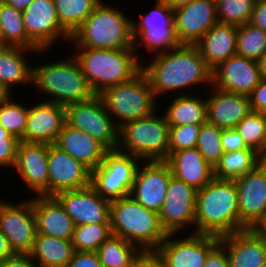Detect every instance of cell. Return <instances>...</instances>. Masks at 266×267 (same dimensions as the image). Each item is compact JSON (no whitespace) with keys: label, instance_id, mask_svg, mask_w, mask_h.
Wrapping results in <instances>:
<instances>
[{"label":"cell","instance_id":"1","mask_svg":"<svg viewBox=\"0 0 266 267\" xmlns=\"http://www.w3.org/2000/svg\"><path fill=\"white\" fill-rule=\"evenodd\" d=\"M150 59L148 64L142 62V71L156 98L169 92L174 96L185 95V89L190 90L193 86L195 89L197 84L212 85L213 70L195 45H179Z\"/></svg>","mask_w":266,"mask_h":267},{"label":"cell","instance_id":"2","mask_svg":"<svg viewBox=\"0 0 266 267\" xmlns=\"http://www.w3.org/2000/svg\"><path fill=\"white\" fill-rule=\"evenodd\" d=\"M194 233L218 237L240 231L234 180L213 178L197 191Z\"/></svg>","mask_w":266,"mask_h":267},{"label":"cell","instance_id":"3","mask_svg":"<svg viewBox=\"0 0 266 267\" xmlns=\"http://www.w3.org/2000/svg\"><path fill=\"white\" fill-rule=\"evenodd\" d=\"M49 97L39 99L61 105L81 102L96 95L82 71L80 63L72 54L61 61L33 65L32 86Z\"/></svg>","mask_w":266,"mask_h":267},{"label":"cell","instance_id":"4","mask_svg":"<svg viewBox=\"0 0 266 267\" xmlns=\"http://www.w3.org/2000/svg\"><path fill=\"white\" fill-rule=\"evenodd\" d=\"M132 21L119 7L103 0L74 31L70 42L74 41V48L134 49Z\"/></svg>","mask_w":266,"mask_h":267},{"label":"cell","instance_id":"5","mask_svg":"<svg viewBox=\"0 0 266 267\" xmlns=\"http://www.w3.org/2000/svg\"><path fill=\"white\" fill-rule=\"evenodd\" d=\"M109 221L112 235L140 250H156L168 235L159 213L142 206L130 195L110 201Z\"/></svg>","mask_w":266,"mask_h":267},{"label":"cell","instance_id":"6","mask_svg":"<svg viewBox=\"0 0 266 267\" xmlns=\"http://www.w3.org/2000/svg\"><path fill=\"white\" fill-rule=\"evenodd\" d=\"M75 49L74 56L96 95L106 88L131 80L142 70L143 60L135 49Z\"/></svg>","mask_w":266,"mask_h":267},{"label":"cell","instance_id":"7","mask_svg":"<svg viewBox=\"0 0 266 267\" xmlns=\"http://www.w3.org/2000/svg\"><path fill=\"white\" fill-rule=\"evenodd\" d=\"M98 95L119 128L158 110V102L142 70L131 80L106 88Z\"/></svg>","mask_w":266,"mask_h":267},{"label":"cell","instance_id":"8","mask_svg":"<svg viewBox=\"0 0 266 267\" xmlns=\"http://www.w3.org/2000/svg\"><path fill=\"white\" fill-rule=\"evenodd\" d=\"M125 123L119 128L117 150L142 161H165L168 157L170 125L166 117L156 115Z\"/></svg>","mask_w":266,"mask_h":267},{"label":"cell","instance_id":"9","mask_svg":"<svg viewBox=\"0 0 266 267\" xmlns=\"http://www.w3.org/2000/svg\"><path fill=\"white\" fill-rule=\"evenodd\" d=\"M142 162L134 155L109 150L99 166L91 171V186L109 201L129 196Z\"/></svg>","mask_w":266,"mask_h":267},{"label":"cell","instance_id":"10","mask_svg":"<svg viewBox=\"0 0 266 267\" xmlns=\"http://www.w3.org/2000/svg\"><path fill=\"white\" fill-rule=\"evenodd\" d=\"M65 120L67 125L88 133L108 150L117 149L119 127L108 114L99 95L66 105Z\"/></svg>","mask_w":266,"mask_h":267},{"label":"cell","instance_id":"11","mask_svg":"<svg viewBox=\"0 0 266 267\" xmlns=\"http://www.w3.org/2000/svg\"><path fill=\"white\" fill-rule=\"evenodd\" d=\"M154 4V8L142 15L140 20L132 21L134 49L137 53L139 44H144V48L153 55L180 45L174 32L173 9L160 0H156Z\"/></svg>","mask_w":266,"mask_h":267},{"label":"cell","instance_id":"12","mask_svg":"<svg viewBox=\"0 0 266 267\" xmlns=\"http://www.w3.org/2000/svg\"><path fill=\"white\" fill-rule=\"evenodd\" d=\"M0 230L14 253L31 252L37 235L32 197L18 204L0 199Z\"/></svg>","mask_w":266,"mask_h":267},{"label":"cell","instance_id":"13","mask_svg":"<svg viewBox=\"0 0 266 267\" xmlns=\"http://www.w3.org/2000/svg\"><path fill=\"white\" fill-rule=\"evenodd\" d=\"M176 235L168 233L156 249L165 267H204L209 252L219 243V237L215 235L189 233L181 238L179 233Z\"/></svg>","mask_w":266,"mask_h":267},{"label":"cell","instance_id":"14","mask_svg":"<svg viewBox=\"0 0 266 267\" xmlns=\"http://www.w3.org/2000/svg\"><path fill=\"white\" fill-rule=\"evenodd\" d=\"M22 17L27 37L40 50L53 49L59 39L66 42L71 39L59 23L54 0H34L22 12Z\"/></svg>","mask_w":266,"mask_h":267},{"label":"cell","instance_id":"15","mask_svg":"<svg viewBox=\"0 0 266 267\" xmlns=\"http://www.w3.org/2000/svg\"><path fill=\"white\" fill-rule=\"evenodd\" d=\"M196 195L193 187L173 175L170 177L165 202L159 211L160 223L167 233H182L190 225L194 232Z\"/></svg>","mask_w":266,"mask_h":267},{"label":"cell","instance_id":"16","mask_svg":"<svg viewBox=\"0 0 266 267\" xmlns=\"http://www.w3.org/2000/svg\"><path fill=\"white\" fill-rule=\"evenodd\" d=\"M240 231L251 229L266 212V158L254 170L234 180Z\"/></svg>","mask_w":266,"mask_h":267},{"label":"cell","instance_id":"17","mask_svg":"<svg viewBox=\"0 0 266 267\" xmlns=\"http://www.w3.org/2000/svg\"><path fill=\"white\" fill-rule=\"evenodd\" d=\"M71 217L75 226L86 224H110V201L102 198L90 185L61 191L53 196Z\"/></svg>","mask_w":266,"mask_h":267},{"label":"cell","instance_id":"18","mask_svg":"<svg viewBox=\"0 0 266 267\" xmlns=\"http://www.w3.org/2000/svg\"><path fill=\"white\" fill-rule=\"evenodd\" d=\"M138 166L130 196L142 206L159 213L172 176L165 161H143Z\"/></svg>","mask_w":266,"mask_h":267},{"label":"cell","instance_id":"19","mask_svg":"<svg viewBox=\"0 0 266 267\" xmlns=\"http://www.w3.org/2000/svg\"><path fill=\"white\" fill-rule=\"evenodd\" d=\"M174 32L180 45H195L218 23L215 0H196L173 9Z\"/></svg>","mask_w":266,"mask_h":267},{"label":"cell","instance_id":"20","mask_svg":"<svg viewBox=\"0 0 266 267\" xmlns=\"http://www.w3.org/2000/svg\"><path fill=\"white\" fill-rule=\"evenodd\" d=\"M24 186L36 196H49L48 144L20 141L14 164Z\"/></svg>","mask_w":266,"mask_h":267},{"label":"cell","instance_id":"21","mask_svg":"<svg viewBox=\"0 0 266 267\" xmlns=\"http://www.w3.org/2000/svg\"><path fill=\"white\" fill-rule=\"evenodd\" d=\"M49 196L91 185V170L55 144H48Z\"/></svg>","mask_w":266,"mask_h":267},{"label":"cell","instance_id":"22","mask_svg":"<svg viewBox=\"0 0 266 267\" xmlns=\"http://www.w3.org/2000/svg\"><path fill=\"white\" fill-rule=\"evenodd\" d=\"M262 79L259 63L233 55L212 71V86L226 92L249 96Z\"/></svg>","mask_w":266,"mask_h":267},{"label":"cell","instance_id":"23","mask_svg":"<svg viewBox=\"0 0 266 267\" xmlns=\"http://www.w3.org/2000/svg\"><path fill=\"white\" fill-rule=\"evenodd\" d=\"M36 102L29 105L25 133L20 141L55 144L66 123L65 106L43 100Z\"/></svg>","mask_w":266,"mask_h":267},{"label":"cell","instance_id":"24","mask_svg":"<svg viewBox=\"0 0 266 267\" xmlns=\"http://www.w3.org/2000/svg\"><path fill=\"white\" fill-rule=\"evenodd\" d=\"M210 87L214 90L206 97L207 122L220 129L235 128L251 111L249 96Z\"/></svg>","mask_w":266,"mask_h":267},{"label":"cell","instance_id":"25","mask_svg":"<svg viewBox=\"0 0 266 267\" xmlns=\"http://www.w3.org/2000/svg\"><path fill=\"white\" fill-rule=\"evenodd\" d=\"M226 249L230 267H260L266 261V240L251 229L219 237Z\"/></svg>","mask_w":266,"mask_h":267},{"label":"cell","instance_id":"26","mask_svg":"<svg viewBox=\"0 0 266 267\" xmlns=\"http://www.w3.org/2000/svg\"><path fill=\"white\" fill-rule=\"evenodd\" d=\"M165 162L174 177L197 191L214 178V168L205 161L196 147L174 151Z\"/></svg>","mask_w":266,"mask_h":267},{"label":"cell","instance_id":"27","mask_svg":"<svg viewBox=\"0 0 266 267\" xmlns=\"http://www.w3.org/2000/svg\"><path fill=\"white\" fill-rule=\"evenodd\" d=\"M37 233L71 240L75 224L53 196L32 197Z\"/></svg>","mask_w":266,"mask_h":267},{"label":"cell","instance_id":"28","mask_svg":"<svg viewBox=\"0 0 266 267\" xmlns=\"http://www.w3.org/2000/svg\"><path fill=\"white\" fill-rule=\"evenodd\" d=\"M55 145L82 162L91 171L99 166L109 151L88 133L77 130L66 123L59 133Z\"/></svg>","mask_w":266,"mask_h":267},{"label":"cell","instance_id":"29","mask_svg":"<svg viewBox=\"0 0 266 267\" xmlns=\"http://www.w3.org/2000/svg\"><path fill=\"white\" fill-rule=\"evenodd\" d=\"M237 26L217 23L196 44L201 56L213 70L236 54Z\"/></svg>","mask_w":266,"mask_h":267},{"label":"cell","instance_id":"30","mask_svg":"<svg viewBox=\"0 0 266 267\" xmlns=\"http://www.w3.org/2000/svg\"><path fill=\"white\" fill-rule=\"evenodd\" d=\"M48 53V50H30L19 46L0 45V83L12 93L15 85H32V65L28 53ZM27 54V55H25Z\"/></svg>","mask_w":266,"mask_h":267},{"label":"cell","instance_id":"31","mask_svg":"<svg viewBox=\"0 0 266 267\" xmlns=\"http://www.w3.org/2000/svg\"><path fill=\"white\" fill-rule=\"evenodd\" d=\"M71 240L37 233L29 253L40 267H65L74 255Z\"/></svg>","mask_w":266,"mask_h":267},{"label":"cell","instance_id":"32","mask_svg":"<svg viewBox=\"0 0 266 267\" xmlns=\"http://www.w3.org/2000/svg\"><path fill=\"white\" fill-rule=\"evenodd\" d=\"M192 95L193 93L189 92V94L173 97L164 113L170 126L204 124L207 122L206 97L201 98L202 96Z\"/></svg>","mask_w":266,"mask_h":267},{"label":"cell","instance_id":"33","mask_svg":"<svg viewBox=\"0 0 266 267\" xmlns=\"http://www.w3.org/2000/svg\"><path fill=\"white\" fill-rule=\"evenodd\" d=\"M263 156L251 148L234 152H225L214 167V178L235 180L254 170L263 160Z\"/></svg>","mask_w":266,"mask_h":267},{"label":"cell","instance_id":"34","mask_svg":"<svg viewBox=\"0 0 266 267\" xmlns=\"http://www.w3.org/2000/svg\"><path fill=\"white\" fill-rule=\"evenodd\" d=\"M0 45L40 50L26 35L22 12L0 0Z\"/></svg>","mask_w":266,"mask_h":267},{"label":"cell","instance_id":"35","mask_svg":"<svg viewBox=\"0 0 266 267\" xmlns=\"http://www.w3.org/2000/svg\"><path fill=\"white\" fill-rule=\"evenodd\" d=\"M139 251L140 249L131 242L111 235L96 252L102 267H131Z\"/></svg>","mask_w":266,"mask_h":267},{"label":"cell","instance_id":"36","mask_svg":"<svg viewBox=\"0 0 266 267\" xmlns=\"http://www.w3.org/2000/svg\"><path fill=\"white\" fill-rule=\"evenodd\" d=\"M102 0H54L61 26L72 35Z\"/></svg>","mask_w":266,"mask_h":267},{"label":"cell","instance_id":"37","mask_svg":"<svg viewBox=\"0 0 266 267\" xmlns=\"http://www.w3.org/2000/svg\"><path fill=\"white\" fill-rule=\"evenodd\" d=\"M235 128L247 147L266 158V122L262 113L250 111Z\"/></svg>","mask_w":266,"mask_h":267},{"label":"cell","instance_id":"38","mask_svg":"<svg viewBox=\"0 0 266 267\" xmlns=\"http://www.w3.org/2000/svg\"><path fill=\"white\" fill-rule=\"evenodd\" d=\"M265 52L266 31L250 23L237 26V55L258 62Z\"/></svg>","mask_w":266,"mask_h":267},{"label":"cell","instance_id":"39","mask_svg":"<svg viewBox=\"0 0 266 267\" xmlns=\"http://www.w3.org/2000/svg\"><path fill=\"white\" fill-rule=\"evenodd\" d=\"M112 235L110 224L75 226L71 242L75 251H94Z\"/></svg>","mask_w":266,"mask_h":267},{"label":"cell","instance_id":"40","mask_svg":"<svg viewBox=\"0 0 266 267\" xmlns=\"http://www.w3.org/2000/svg\"><path fill=\"white\" fill-rule=\"evenodd\" d=\"M12 98L10 96L5 102L0 104V125L20 140L25 133L29 106L27 107Z\"/></svg>","mask_w":266,"mask_h":267},{"label":"cell","instance_id":"41","mask_svg":"<svg viewBox=\"0 0 266 267\" xmlns=\"http://www.w3.org/2000/svg\"><path fill=\"white\" fill-rule=\"evenodd\" d=\"M217 21L240 26L249 22L254 3L251 0H215Z\"/></svg>","mask_w":266,"mask_h":267},{"label":"cell","instance_id":"42","mask_svg":"<svg viewBox=\"0 0 266 267\" xmlns=\"http://www.w3.org/2000/svg\"><path fill=\"white\" fill-rule=\"evenodd\" d=\"M222 129L206 122L201 124L196 148L202 154L203 158L213 168L219 162L224 150L221 144Z\"/></svg>","mask_w":266,"mask_h":267},{"label":"cell","instance_id":"43","mask_svg":"<svg viewBox=\"0 0 266 267\" xmlns=\"http://www.w3.org/2000/svg\"><path fill=\"white\" fill-rule=\"evenodd\" d=\"M201 124L171 126L168 144V156L183 149L196 147Z\"/></svg>","mask_w":266,"mask_h":267},{"label":"cell","instance_id":"44","mask_svg":"<svg viewBox=\"0 0 266 267\" xmlns=\"http://www.w3.org/2000/svg\"><path fill=\"white\" fill-rule=\"evenodd\" d=\"M20 140L0 125V168L14 167Z\"/></svg>","mask_w":266,"mask_h":267},{"label":"cell","instance_id":"45","mask_svg":"<svg viewBox=\"0 0 266 267\" xmlns=\"http://www.w3.org/2000/svg\"><path fill=\"white\" fill-rule=\"evenodd\" d=\"M131 267H165V264L157 250H140L134 257Z\"/></svg>","mask_w":266,"mask_h":267},{"label":"cell","instance_id":"46","mask_svg":"<svg viewBox=\"0 0 266 267\" xmlns=\"http://www.w3.org/2000/svg\"><path fill=\"white\" fill-rule=\"evenodd\" d=\"M221 144L224 153L248 148L236 128L222 129Z\"/></svg>","mask_w":266,"mask_h":267},{"label":"cell","instance_id":"47","mask_svg":"<svg viewBox=\"0 0 266 267\" xmlns=\"http://www.w3.org/2000/svg\"><path fill=\"white\" fill-rule=\"evenodd\" d=\"M65 267H102L97 252L75 251L72 259Z\"/></svg>","mask_w":266,"mask_h":267},{"label":"cell","instance_id":"48","mask_svg":"<svg viewBox=\"0 0 266 267\" xmlns=\"http://www.w3.org/2000/svg\"><path fill=\"white\" fill-rule=\"evenodd\" d=\"M251 111L263 113L266 111V79L262 78L259 84L249 95Z\"/></svg>","mask_w":266,"mask_h":267},{"label":"cell","instance_id":"49","mask_svg":"<svg viewBox=\"0 0 266 267\" xmlns=\"http://www.w3.org/2000/svg\"><path fill=\"white\" fill-rule=\"evenodd\" d=\"M204 267H230L227 251L220 243L209 252Z\"/></svg>","mask_w":266,"mask_h":267},{"label":"cell","instance_id":"50","mask_svg":"<svg viewBox=\"0 0 266 267\" xmlns=\"http://www.w3.org/2000/svg\"><path fill=\"white\" fill-rule=\"evenodd\" d=\"M0 267H40L30 254L15 253L0 264Z\"/></svg>","mask_w":266,"mask_h":267},{"label":"cell","instance_id":"51","mask_svg":"<svg viewBox=\"0 0 266 267\" xmlns=\"http://www.w3.org/2000/svg\"><path fill=\"white\" fill-rule=\"evenodd\" d=\"M248 23L266 31V0L254 3L253 12Z\"/></svg>","mask_w":266,"mask_h":267},{"label":"cell","instance_id":"52","mask_svg":"<svg viewBox=\"0 0 266 267\" xmlns=\"http://www.w3.org/2000/svg\"><path fill=\"white\" fill-rule=\"evenodd\" d=\"M15 253L11 249L6 236L0 230V264Z\"/></svg>","mask_w":266,"mask_h":267},{"label":"cell","instance_id":"53","mask_svg":"<svg viewBox=\"0 0 266 267\" xmlns=\"http://www.w3.org/2000/svg\"><path fill=\"white\" fill-rule=\"evenodd\" d=\"M251 230L259 237L266 240V212L263 216L255 223Z\"/></svg>","mask_w":266,"mask_h":267},{"label":"cell","instance_id":"54","mask_svg":"<svg viewBox=\"0 0 266 267\" xmlns=\"http://www.w3.org/2000/svg\"><path fill=\"white\" fill-rule=\"evenodd\" d=\"M7 5L19 10L21 12L25 11V9L34 1V0H2Z\"/></svg>","mask_w":266,"mask_h":267},{"label":"cell","instance_id":"55","mask_svg":"<svg viewBox=\"0 0 266 267\" xmlns=\"http://www.w3.org/2000/svg\"><path fill=\"white\" fill-rule=\"evenodd\" d=\"M163 1L167 6L171 7L172 9H177L184 5L190 4L196 0H160Z\"/></svg>","mask_w":266,"mask_h":267},{"label":"cell","instance_id":"56","mask_svg":"<svg viewBox=\"0 0 266 267\" xmlns=\"http://www.w3.org/2000/svg\"><path fill=\"white\" fill-rule=\"evenodd\" d=\"M11 95L10 93L1 83H0V104L5 102Z\"/></svg>","mask_w":266,"mask_h":267},{"label":"cell","instance_id":"57","mask_svg":"<svg viewBox=\"0 0 266 267\" xmlns=\"http://www.w3.org/2000/svg\"><path fill=\"white\" fill-rule=\"evenodd\" d=\"M258 63L261 70L262 78L266 79V52L261 56Z\"/></svg>","mask_w":266,"mask_h":267},{"label":"cell","instance_id":"58","mask_svg":"<svg viewBox=\"0 0 266 267\" xmlns=\"http://www.w3.org/2000/svg\"><path fill=\"white\" fill-rule=\"evenodd\" d=\"M262 114H263L265 122H266V111H264Z\"/></svg>","mask_w":266,"mask_h":267},{"label":"cell","instance_id":"59","mask_svg":"<svg viewBox=\"0 0 266 267\" xmlns=\"http://www.w3.org/2000/svg\"><path fill=\"white\" fill-rule=\"evenodd\" d=\"M260 267H266V261Z\"/></svg>","mask_w":266,"mask_h":267},{"label":"cell","instance_id":"60","mask_svg":"<svg viewBox=\"0 0 266 267\" xmlns=\"http://www.w3.org/2000/svg\"><path fill=\"white\" fill-rule=\"evenodd\" d=\"M253 3H257L259 2L260 0H251Z\"/></svg>","mask_w":266,"mask_h":267},{"label":"cell","instance_id":"61","mask_svg":"<svg viewBox=\"0 0 266 267\" xmlns=\"http://www.w3.org/2000/svg\"><path fill=\"white\" fill-rule=\"evenodd\" d=\"M1 27H2V26H1V19H0V35H1Z\"/></svg>","mask_w":266,"mask_h":267}]
</instances>
